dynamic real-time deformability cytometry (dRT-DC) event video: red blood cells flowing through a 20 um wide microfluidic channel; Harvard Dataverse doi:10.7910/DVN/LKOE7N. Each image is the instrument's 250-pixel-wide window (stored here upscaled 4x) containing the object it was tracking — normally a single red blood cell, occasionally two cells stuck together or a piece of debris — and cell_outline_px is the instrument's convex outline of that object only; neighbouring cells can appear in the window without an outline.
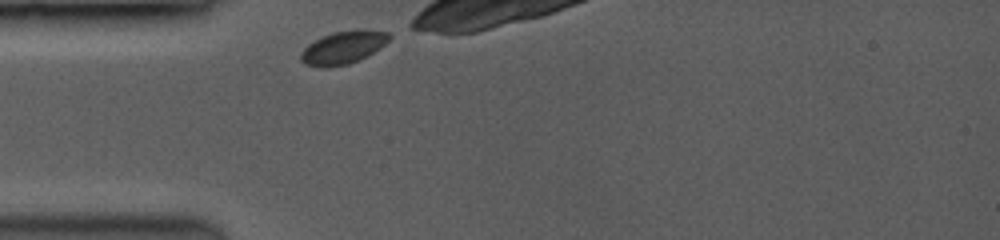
{"species": "common noctule bat (a hibernating species)", "species_latin": "Nyctalus noctula", "temperature_condition": "room temperature", "stored_images_in_passage": 12, "camera_frame_rate_fps": 3500, "um_per_image_px": 0.085, "animal": {"sex": "female", "body_mass_g": 19.0, "forearm_length_mm": 53.3}, "frame": {"image": 1, "passage_image": 1, "time_ms": 0.0, "image_size_px": [1000, 240], "cell_outline_px": [[392, 36], [384, 44], [372, 52], [348, 64], [324, 68], [304, 64], [300, 60], [300, 52], [308, 44], [332, 32], [360, 28], [364, 28], [388, 32]], "centroid_in_image_um": [29.15, 4.01], "position_along_channel_um": 55.9, "area_um2": 16.88}}
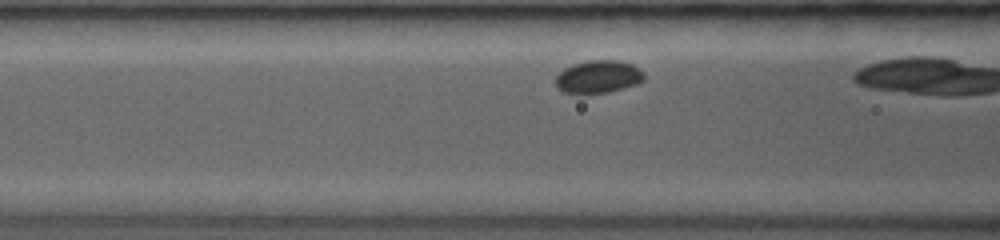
{"frame": {"image": 2, "passage_image": 6, "time_ms": 1.714, "image_size_px": [1000, 240], "cell_outline_px": [[644, 80], [636, 84], [608, 92], [564, 92], [556, 84], [556, 76], [564, 68], [572, 64], [588, 60], [620, 60], [632, 64], [640, 68], [644, 72]], "centroid_in_image_um": [50.9, 6.48], "position_along_channel_um": 115.7, "area_um2": 16.65}}
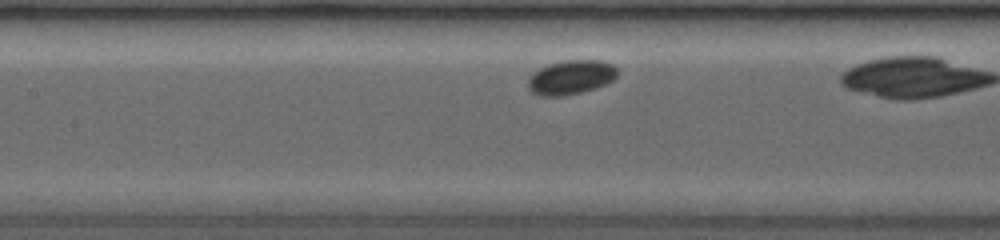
{"frame": {"image": 3, "passage_image": 10, "time_ms": 2.857, "image_size_px": [1000, 240], "cell_outline_px": [[620, 72], [612, 80], [604, 84], [580, 92], [556, 96], [544, 96], [532, 92], [528, 88], [528, 80], [532, 72], [548, 64], [564, 60], [600, 60], [612, 64]], "centroid_in_image_um": [48.51, 6.54], "position_along_channel_um": 158.9, "area_um2": 17.63}}